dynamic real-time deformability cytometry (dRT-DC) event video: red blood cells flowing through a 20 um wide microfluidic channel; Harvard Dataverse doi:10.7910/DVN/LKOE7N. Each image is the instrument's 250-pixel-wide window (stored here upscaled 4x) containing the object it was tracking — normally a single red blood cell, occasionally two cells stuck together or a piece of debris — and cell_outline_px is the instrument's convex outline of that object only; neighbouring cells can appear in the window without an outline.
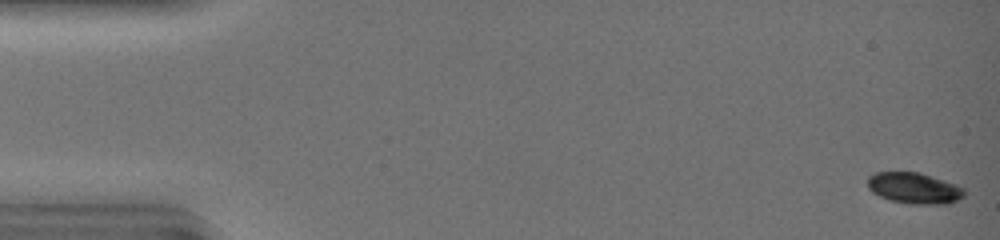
{"species": "common noctule bat (a hibernating species)", "species_latin": "Nyctalus noctula", "temperature_condition": "warm", "stored_images_in_passage": 46, "camera_frame_rate_fps": 3000, "um_per_image_px": 0.085, "animal": {"sex": "female", "body_mass_g": 19.0, "forearm_length_mm": 51.5}, "frame": {"image": 1, "passage_image": 1, "time_ms": 0.0, "image_size_px": [1000, 240], "cell_outline_px": [[964, 196], [948, 204], [908, 204], [888, 200], [872, 192], [868, 188], [868, 176], [876, 172], [920, 172], [956, 184], [964, 188]], "centroid_in_image_um": [77.69, 15.99], "position_along_channel_um": 7.3, "area_um2": 17.63}}
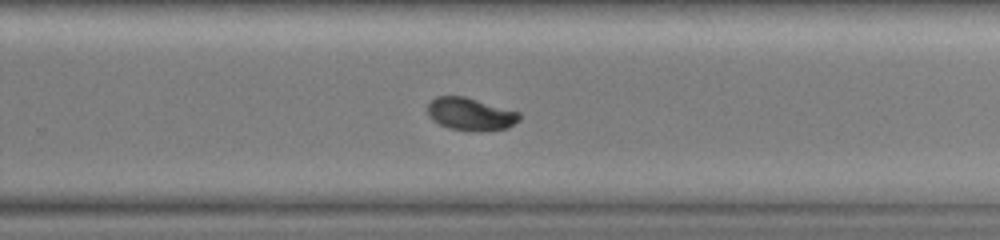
{"frame": {"image": 2, "passage_image": 32, "time_ms": 10.333, "image_size_px": [1000, 240], "cell_outline_px": [[520, 120], [508, 128], [480, 132], [476, 132], [448, 128], [432, 120], [428, 116], [428, 104], [436, 96], [464, 96], [520, 112]], "centroid_in_image_um": [40.0, 9.71], "position_along_channel_um": 289.8, "area_um2": 17.63}}
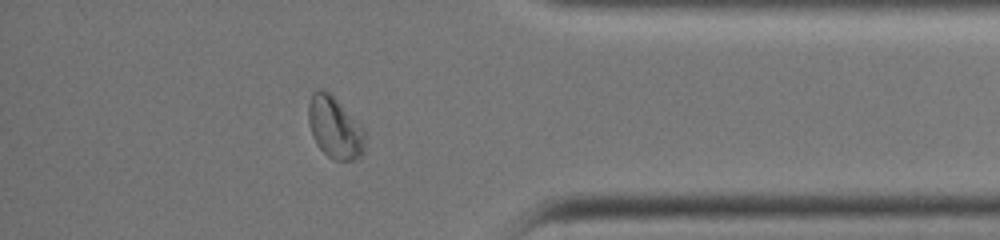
{"frame": {"image": 3, "passage_image": 41, "time_ms": 13.333, "image_size_px": [1000, 240], "cell_outline_px": [[364, 152], [360, 156], [352, 160], [332, 160], [316, 144], [312, 136], [308, 120], [308, 104], [312, 92], [316, 88], [324, 88], [364, 128]], "centroid_in_image_um": [28.42, 10.84], "position_along_channel_um": 406.8, "area_um2": 20.29}, "authors_computed_cell_mechanics": {"area_um2": 18.9295, "velocity_mm_per_s": 4.2012, "shape_relaxation_time_tau1_ms": 2.0297, "shape_relaxation_time_tau2_ms": 3.295, "deformation_change_tau1": 0.1184, "deformation_change_tau2": 0.0453}}